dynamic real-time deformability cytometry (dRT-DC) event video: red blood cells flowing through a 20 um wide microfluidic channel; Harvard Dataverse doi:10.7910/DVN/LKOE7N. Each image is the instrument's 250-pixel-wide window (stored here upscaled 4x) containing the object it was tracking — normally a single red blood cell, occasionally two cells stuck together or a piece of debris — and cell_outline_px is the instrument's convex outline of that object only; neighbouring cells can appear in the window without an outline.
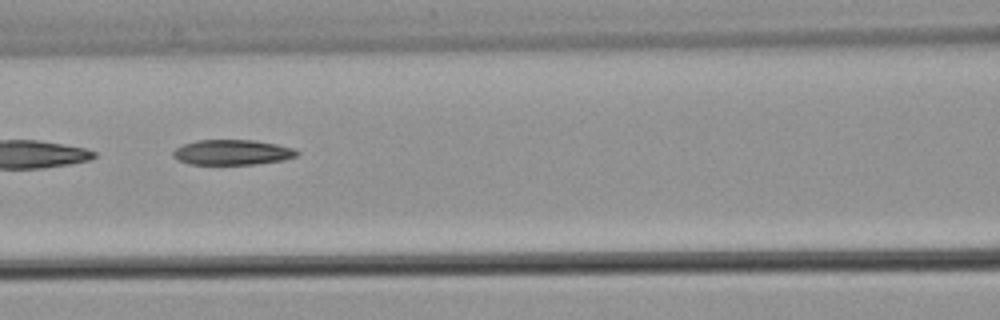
{"species": "common noctule bat (a hibernating species)", "species_latin": "Nyctalus noctula", "temperature_condition": "warm", "stored_images_in_passage": 12, "camera_frame_rate_fps": 3000, "um_per_image_px": 0.085, "animal": {"sex": "male", "body_mass_g": 21.5, "forearm_length_mm": 52.0}, "frame": {"image": 1, "passage_image": 9, "time_ms": 10.667, "image_size_px": [1000, 320], "cell_outline_px": [[300, 152], [296, 156], [284, 160], [256, 164], [188, 164], [176, 160], [172, 156], [172, 152], [176, 148], [184, 144], [196, 140], [256, 140], [296, 148]], "centroid_in_image_um": [19.75, 12.94], "position_along_channel_um": 146.9, "area_um2": 18.38}}